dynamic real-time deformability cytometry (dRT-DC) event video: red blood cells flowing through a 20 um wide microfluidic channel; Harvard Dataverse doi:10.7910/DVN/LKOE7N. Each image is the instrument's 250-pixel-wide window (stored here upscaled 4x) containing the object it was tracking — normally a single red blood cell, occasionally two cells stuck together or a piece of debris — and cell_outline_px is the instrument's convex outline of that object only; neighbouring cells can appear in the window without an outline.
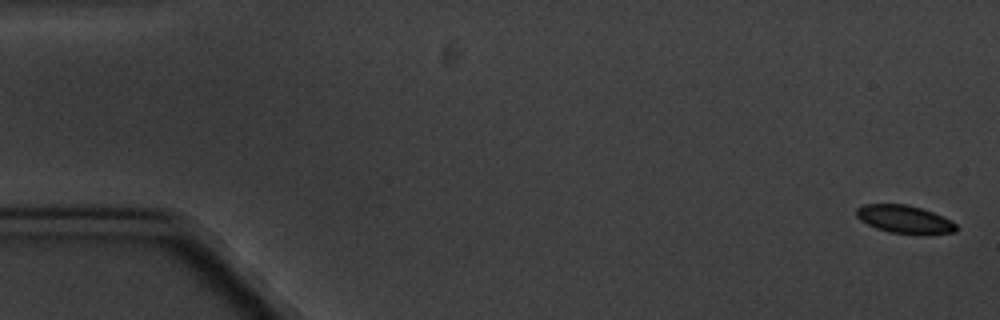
{"species": "common noctule bat (a hibernating species)", "species_latin": "Nyctalus noctula", "temperature_condition": "cold", "stored_images_in_passage": 6, "camera_frame_rate_fps": 3000, "um_per_image_px": 0.085, "animal": {"sex": "male", "body_mass_g": 20.1, "forearm_length_mm": 53.5}, "frame": {"image": 1, "passage_image": 1, "time_ms": 0.0, "image_size_px": [1000, 320], "cell_outline_px": [[960, 228], [956, 232], [928, 236], [888, 232], [876, 228], [860, 220], [856, 216], [856, 208], [864, 204], [904, 204], [920, 208], [944, 216], [952, 220]], "centroid_in_image_um": [76.96, 18.67], "position_along_channel_um": 8.0, "area_um2": 16.76}}
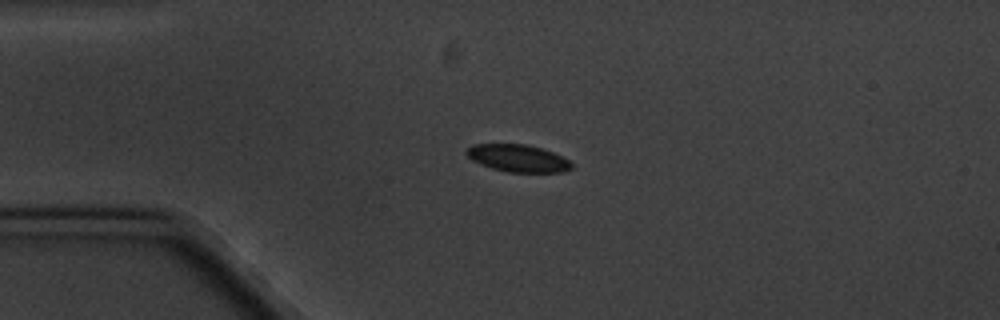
{"frame": {"image": 2, "passage_image": 4, "time_ms": 4.333, "image_size_px": [1000, 320], "cell_outline_px": [[572, 168], [564, 172], [508, 172], [492, 168], [480, 164], [472, 160], [464, 152], [472, 144], [524, 144], [540, 148], [552, 152], [568, 160], [572, 164]], "centroid_in_image_um": [44.0, 13.45], "position_along_channel_um": 41.0, "area_um2": 16.59}}